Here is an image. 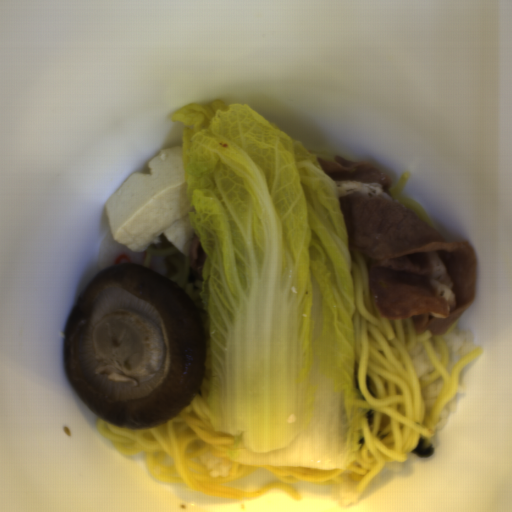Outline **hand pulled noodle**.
Returning a JSON list of instances; mask_svg holds the SVG:
<instances>
[{
    "mask_svg": "<svg viewBox=\"0 0 512 512\" xmlns=\"http://www.w3.org/2000/svg\"><path fill=\"white\" fill-rule=\"evenodd\" d=\"M310 152H313L317 157L329 160L331 162L333 160H335V157H336L333 154H329V153H325V152H314V151H310Z\"/></svg>",
    "mask_w": 512,
    "mask_h": 512,
    "instance_id": "2289bc40",
    "label": "hand pulled noodle"
},
{
    "mask_svg": "<svg viewBox=\"0 0 512 512\" xmlns=\"http://www.w3.org/2000/svg\"><path fill=\"white\" fill-rule=\"evenodd\" d=\"M193 233L190 256H185L161 233L159 243L150 244L145 250L142 267L150 270L153 256L166 255L173 261L176 269L169 280L187 293L201 320L205 352L203 383L189 405L165 424L129 429L98 415V430L116 452L126 456L143 453L150 476L166 484L186 485L204 495L250 500L261 498L270 491H284L300 502L302 498L293 486L298 481L320 486L355 482L361 495L385 463L406 461L420 439L432 438L438 420L457 393L462 371L482 349L471 350L451 367L449 373L446 338L456 327L457 319L443 335H433L429 328L418 333L411 318H385L374 306L364 258L348 249L355 305L352 319L354 385L374 415L372 425H369L366 413L362 415L364 437L357 444V458L346 469L245 465L233 461L229 450L235 441L234 435L214 430L210 425L211 332L209 314L201 296L203 269L208 256L199 237ZM419 345L424 348L433 368L431 374L421 378L411 357L413 349ZM368 376L375 396L365 386ZM435 379L443 385L434 406L428 408L423 389ZM208 455L221 458L230 475L223 478L209 475L200 462ZM259 467L271 471L274 481L249 492L227 487V483Z\"/></svg>",
    "mask_w": 512,
    "mask_h": 512,
    "instance_id": "14784b9a",
    "label": "hand pulled noodle"
},
{
    "mask_svg": "<svg viewBox=\"0 0 512 512\" xmlns=\"http://www.w3.org/2000/svg\"><path fill=\"white\" fill-rule=\"evenodd\" d=\"M410 174H402L396 185H391L390 193L392 194L394 200L402 204L403 206L408 207L414 213H416L419 217H421L424 221H426L431 227V223L422 207L419 203L414 201L413 199L404 198L403 192L405 190L408 178ZM433 228V227H432Z\"/></svg>",
    "mask_w": 512,
    "mask_h": 512,
    "instance_id": "772679e5",
    "label": "hand pulled noodle"
}]
</instances>
